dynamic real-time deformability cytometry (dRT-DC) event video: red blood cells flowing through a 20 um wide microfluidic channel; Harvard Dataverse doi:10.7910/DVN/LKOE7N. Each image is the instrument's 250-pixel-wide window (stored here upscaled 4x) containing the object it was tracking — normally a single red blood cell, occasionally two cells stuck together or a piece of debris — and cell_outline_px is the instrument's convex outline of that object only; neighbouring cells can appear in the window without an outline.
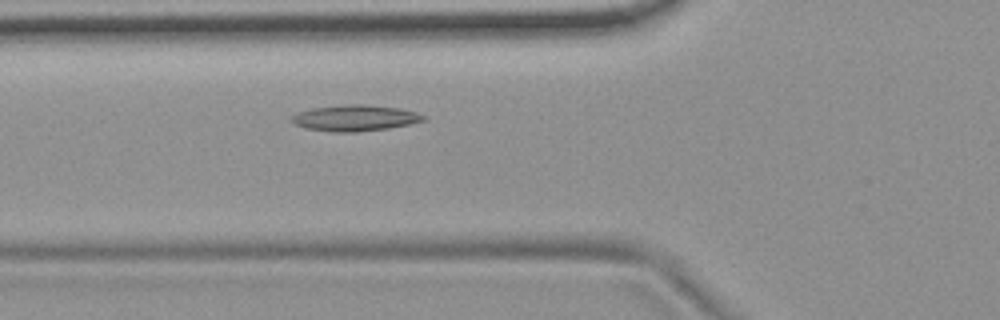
{"species": "common noctule bat (a hibernating species)", "species_latin": "Nyctalus noctula", "temperature_condition": "room temperature", "stored_images_in_passage": 48, "camera_frame_rate_fps": 3000, "um_per_image_px": 0.085, "animal": {"sex": "female", "body_mass_g": 19.9}, "frame": {"image": 1, "passage_image": 13, "time_ms": 4.0, "image_size_px": [1000, 320], "cell_outline_px": [[424, 120], [408, 124], [388, 128], [356, 132], [332, 132], [308, 128], [296, 124], [288, 120], [292, 116], [300, 112], [312, 108], [344, 104], [360, 104], [400, 108], [416, 112], [424, 116]], "centroid_in_image_um": [30.15, 10.02], "position_along_channel_um": 95.7, "area_um2": 19.77}}
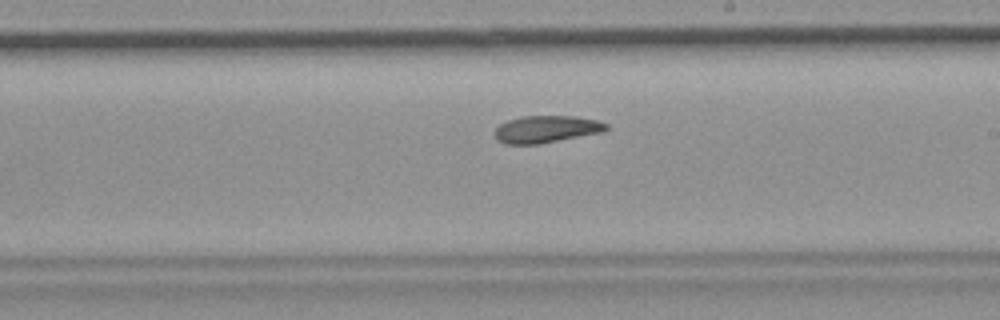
{"frame": {"image": 2, "passage_image": 25, "time_ms": 8.0, "image_size_px": [1000, 320], "cell_outline_px": [[608, 128], [604, 132], [540, 144], [504, 144], [496, 140], [492, 132], [500, 124], [508, 120], [520, 116], [572, 116], [596, 120], [608, 124]], "centroid_in_image_um": [46.4, 10.99], "position_along_channel_um": 242.6, "area_um2": 17.86}}
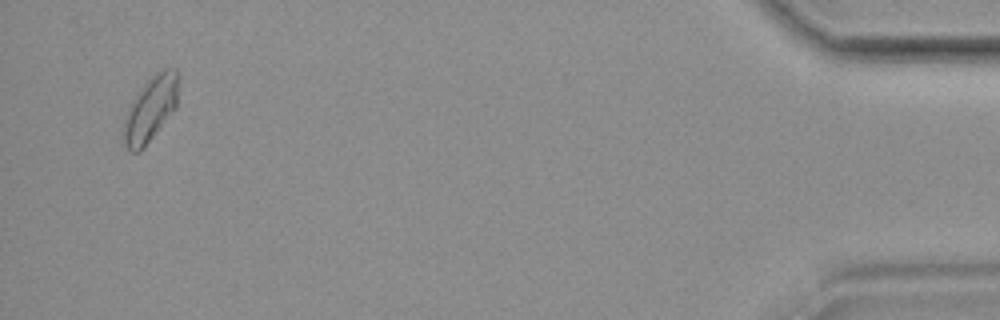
{"frame": {"image": 3, "passage_image": 46, "time_ms": 15.0, "image_size_px": [1000, 320], "cell_outline_px": [[180, 80], [176, 108], [144, 148], [140, 152], [132, 152], [124, 144], [120, 136], [124, 116], [128, 104], [136, 92], [156, 72], [164, 68], [176, 68], [180, 76]], "centroid_in_image_um": [12.77, 9.25], "position_along_channel_um": 422.4, "area_um2": 21.68}, "authors_computed_cell_mechanics": {"area_um2": 18.5538, "velocity_mm_per_s": 3.6845, "shape_relaxation_time_tau1_ms": null, "shape_relaxation_time_tau2_ms": 6.49, "deformation_change_tau1": null, "deformation_change_tau2": 0.1294}}